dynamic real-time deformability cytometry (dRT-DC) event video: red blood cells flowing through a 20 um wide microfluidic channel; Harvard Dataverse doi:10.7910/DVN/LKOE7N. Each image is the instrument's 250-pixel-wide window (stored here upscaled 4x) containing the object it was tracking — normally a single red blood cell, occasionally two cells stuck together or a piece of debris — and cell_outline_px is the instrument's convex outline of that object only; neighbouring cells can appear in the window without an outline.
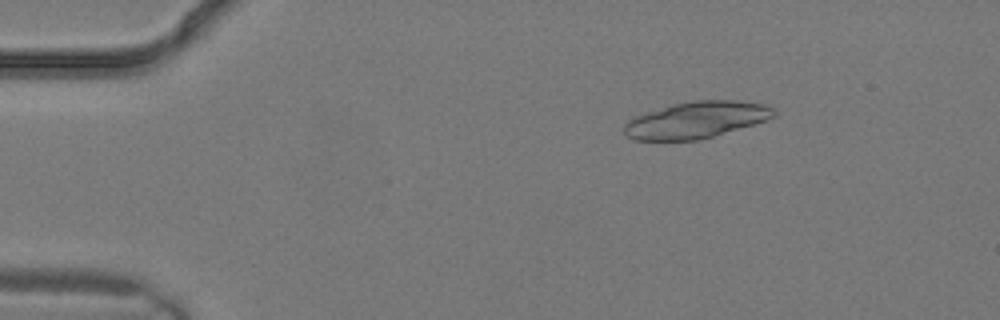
{"species": "common noctule bat (a hibernating species)", "species_latin": "Nyctalus noctula", "temperature_condition": "warm", "stored_images_in_passage": 2, "camera_frame_rate_fps": 3000, "um_per_image_px": 0.085, "animal": {"sex": "male", "body_mass_g": 19.2, "forearm_length_mm": 51.8}, "frame": {"image": 1, "passage_image": 1, "time_ms": 0.0, "image_size_px": [1000, 320], "cell_outline_px": [[776, 112], [772, 116], [764, 120], [752, 124], [712, 136], [696, 140], [636, 140], [628, 136], [624, 132], [624, 124], [628, 120], [636, 116], [672, 104], [692, 100], [740, 100], [768, 104], [776, 108]], "centroid_in_image_um": [59.19, 10.17], "position_along_channel_um": 25.8, "area_um2": 31.62}}